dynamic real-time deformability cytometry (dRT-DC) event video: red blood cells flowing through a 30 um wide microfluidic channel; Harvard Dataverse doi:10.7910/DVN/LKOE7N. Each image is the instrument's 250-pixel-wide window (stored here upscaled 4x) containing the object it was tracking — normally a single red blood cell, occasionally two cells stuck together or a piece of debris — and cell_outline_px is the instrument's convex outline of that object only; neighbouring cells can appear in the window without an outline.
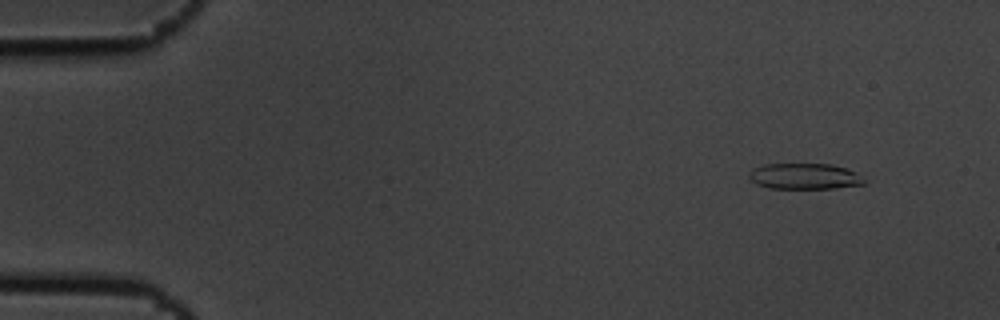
{"species": "common noctule bat (a hibernating species)", "species_latin": "Nyctalus noctula", "temperature_condition": "cold", "stored_images_in_passage": 5, "camera_frame_rate_fps": 3000, "um_per_image_px": 0.085, "animal": {"sex": "male", "body_mass_g": 19.5, "forearm_length_mm": 54.6}, "frame": {"image": 1, "passage_image": 2, "time_ms": 0.333, "image_size_px": [1000, 320], "cell_outline_px": [[864, 184], [832, 188], [768, 188], [756, 184], [748, 176], [756, 168], [764, 164], [832, 164], [856, 172], [864, 180]], "centroid_in_image_um": [68.39, 14.98], "position_along_channel_um": 16.6, "area_um2": 17.05}}
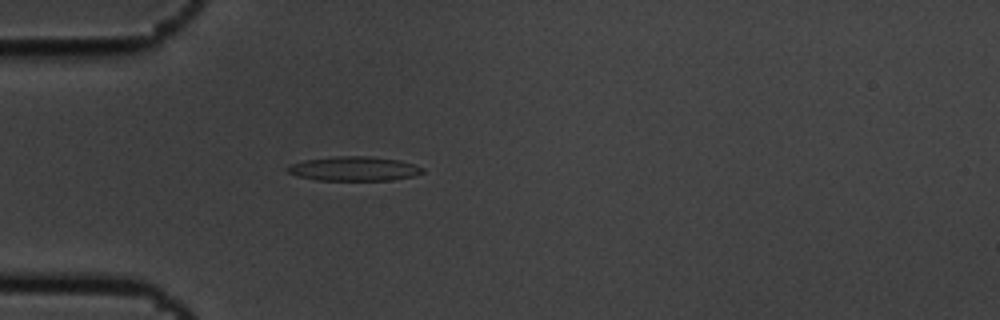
{"frame": {"image": 2, "passage_image": 5, "time_ms": 1.333, "image_size_px": [1000, 320], "cell_outline_px": [[424, 172], [416, 176], [392, 180], [316, 180], [296, 176], [288, 172], [284, 168], [288, 164], [304, 160], [332, 156], [368, 156], [400, 160], [416, 164], [424, 168]], "centroid_in_image_um": [30.08, 14.33], "position_along_channel_um": 54.9, "area_um2": 19.54}}